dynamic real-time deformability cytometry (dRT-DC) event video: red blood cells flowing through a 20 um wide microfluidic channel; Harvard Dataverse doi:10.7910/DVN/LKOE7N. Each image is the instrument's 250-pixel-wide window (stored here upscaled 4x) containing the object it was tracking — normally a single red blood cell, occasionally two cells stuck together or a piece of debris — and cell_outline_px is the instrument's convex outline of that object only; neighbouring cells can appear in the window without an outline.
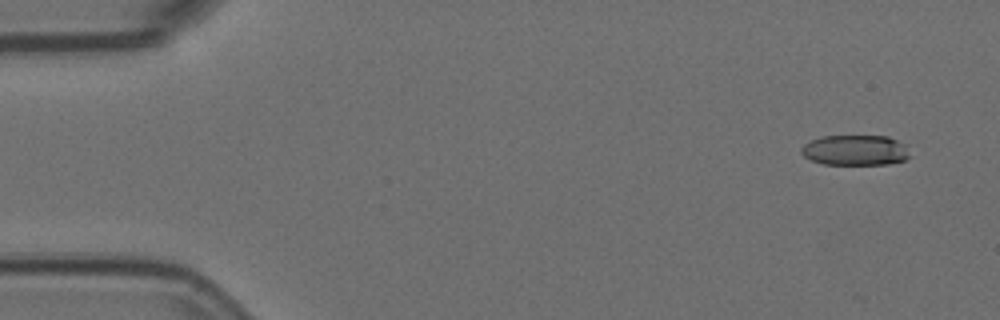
{"species": "Egyptian fruit bat (a non-hibernating species)", "species_latin": "Rousettus aegyptiacus", "temperature_condition": "room temperature", "stored_images_in_passage": 8, "camera_frame_rate_fps": 3000, "um_per_image_px": 0.085, "animal": {"sex": "female"}, "frame": {"image": 1, "passage_image": 1, "time_ms": 0.0, "image_size_px": [1000, 320], "cell_outline_px": [[912, 156], [904, 160], [888, 164], [824, 164], [812, 160], [804, 156], [800, 152], [800, 148], [804, 144], [820, 136], [888, 136], [904, 144]], "centroid_in_image_um": [72.7, 12.76], "position_along_channel_um": 12.3, "area_um2": 19.25}}